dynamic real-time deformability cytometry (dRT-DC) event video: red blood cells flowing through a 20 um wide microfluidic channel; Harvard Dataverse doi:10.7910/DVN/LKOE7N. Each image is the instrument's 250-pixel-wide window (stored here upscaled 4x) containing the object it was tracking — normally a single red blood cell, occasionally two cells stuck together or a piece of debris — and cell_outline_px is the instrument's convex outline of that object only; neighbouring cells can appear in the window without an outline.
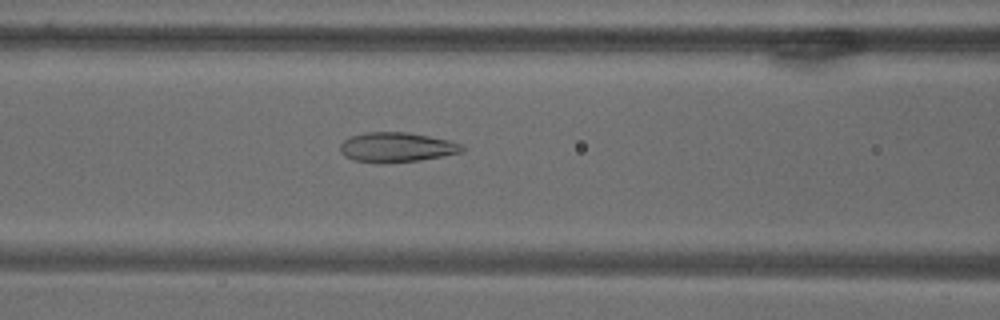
{"species": "common noctule bat (a hibernating species)", "species_latin": "Nyctalus noctula", "temperature_condition": "warm", "stored_images_in_passage": 71, "camera_frame_rate_fps": 3000, "um_per_image_px": 0.085, "animal": {"sex": "male", "body_mass_g": 18.8}, "frame": {"image": 1, "passage_image": 30, "time_ms": 9.667, "image_size_px": [1000, 320], "cell_outline_px": [[464, 152], [444, 156], [420, 160], [352, 160], [344, 156], [340, 152], [340, 144], [344, 140], [352, 136], [364, 132], [408, 132], [448, 140], [460, 144], [464, 148]], "centroid_in_image_um": [33.73, 12.47], "position_along_channel_um": 132.9, "area_um2": 20.35}}
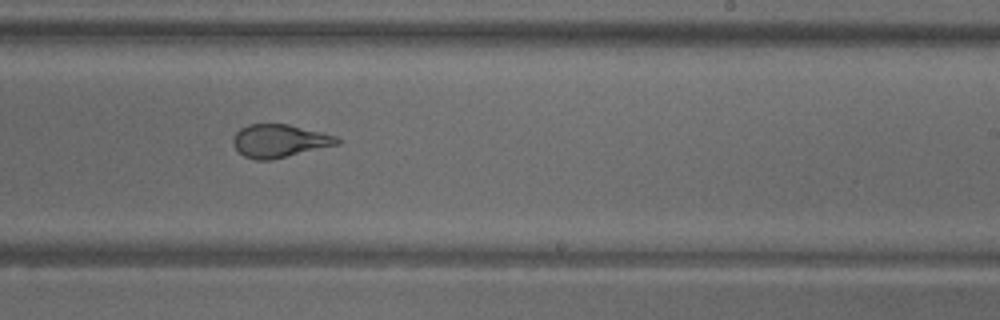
{"frame": {"image": 2, "passage_image": 44, "time_ms": 14.333, "image_size_px": [1000, 320], "cell_outline_px": [[340, 144], [272, 160], [256, 160], [244, 156], [232, 144], [232, 140], [236, 132], [240, 128], [248, 124], [288, 124], [336, 136], [340, 140]], "centroid_in_image_um": [23.74, 11.98], "position_along_channel_um": 265.3, "area_um2": 20.0}}
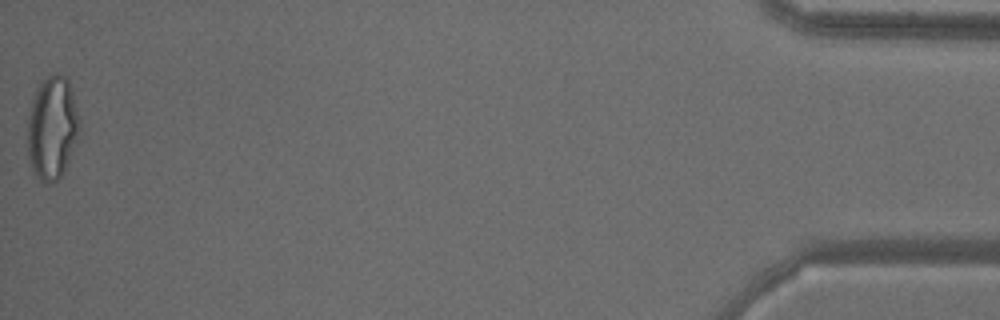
{"frame": {"image": 3, "passage_image": 71, "time_ms": 23.333, "image_size_px": [1000, 320], "cell_outline_px": [[80, 128], [64, 172], [52, 184], [40, 184], [28, 160], [28, 116], [32, 100], [40, 84], [48, 76], [56, 72], [64, 76], [68, 80], [80, 120]], "centroid_in_image_um": [4.42, 10.91], "position_along_channel_um": 430.8, "area_um2": 31.1}}